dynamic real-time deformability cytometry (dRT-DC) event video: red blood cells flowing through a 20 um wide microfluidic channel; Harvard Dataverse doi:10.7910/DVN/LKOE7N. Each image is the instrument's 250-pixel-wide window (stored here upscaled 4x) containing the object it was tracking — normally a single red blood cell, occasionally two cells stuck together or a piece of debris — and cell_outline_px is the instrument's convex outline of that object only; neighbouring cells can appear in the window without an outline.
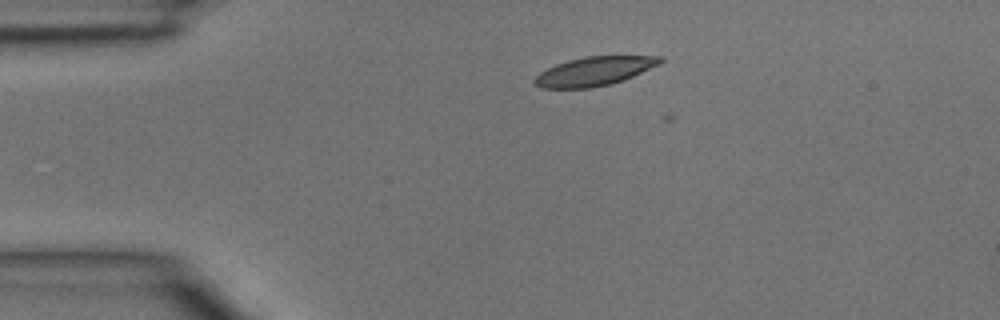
{"species": "common noctule bat (a hibernating species)", "species_latin": "Nyctalus noctula", "temperature_condition": "room temperature", "stored_images_in_passage": 3, "camera_frame_rate_fps": 3000, "um_per_image_px": 0.085, "animal": {"sex": "male", "body_mass_g": 15.6}, "frame": {"image": 1, "passage_image": 2, "time_ms": 0.333, "image_size_px": [1000, 320], "cell_outline_px": [[664, 60], [660, 64], [624, 80], [592, 88], [544, 88], [536, 84], [532, 80], [540, 72], [556, 64], [568, 60], [584, 56], [664, 56]], "centroid_in_image_um": [50.54, 6.05], "position_along_channel_um": 34.5, "area_um2": 21.1}}